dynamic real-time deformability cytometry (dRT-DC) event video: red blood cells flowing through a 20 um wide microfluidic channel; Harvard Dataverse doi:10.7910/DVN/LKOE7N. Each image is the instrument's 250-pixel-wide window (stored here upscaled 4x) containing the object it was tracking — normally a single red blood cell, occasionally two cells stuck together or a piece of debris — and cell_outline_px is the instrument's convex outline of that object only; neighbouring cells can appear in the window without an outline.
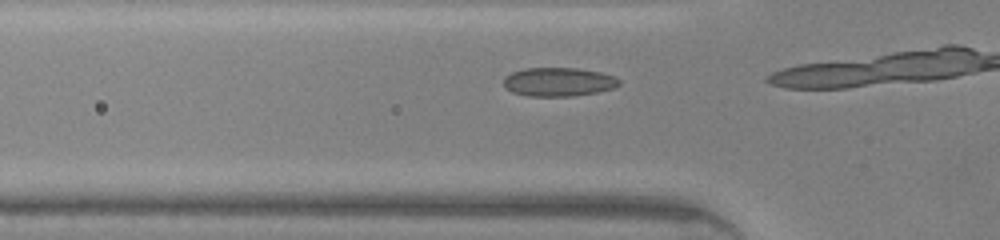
{"species": "common noctule bat (a hibernating species)", "species_latin": "Nyctalus noctula", "temperature_condition": "warm", "stored_images_in_passage": 9, "camera_frame_rate_fps": 3000, "um_per_image_px": 0.085, "animal": {"sex": "male", "body_mass_g": 20.0, "forearm_length_mm": 53.3}, "frame": {"image": 1, "passage_image": 7, "time_ms": 2.0, "image_size_px": [1000, 240], "cell_outline_px": [[620, 84], [612, 88], [596, 92], [572, 96], [528, 96], [512, 92], [504, 88], [504, 76], [512, 72], [524, 68], [576, 68], [600, 72], [612, 76], [620, 80]], "centroid_in_image_um": [47.42, 6.96], "position_along_channel_um": 78.4, "area_um2": 19.31}}